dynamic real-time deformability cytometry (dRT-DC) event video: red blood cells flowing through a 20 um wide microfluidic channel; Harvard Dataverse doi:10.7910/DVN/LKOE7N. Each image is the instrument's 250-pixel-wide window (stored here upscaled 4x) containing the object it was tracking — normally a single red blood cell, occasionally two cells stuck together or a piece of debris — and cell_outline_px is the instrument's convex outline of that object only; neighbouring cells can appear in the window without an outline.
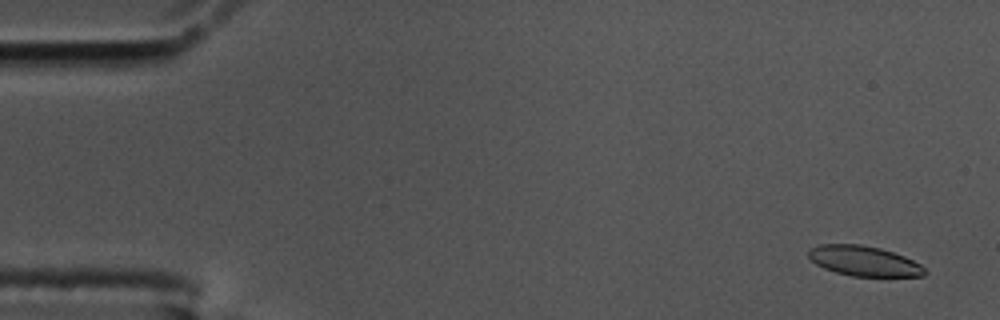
{"species": "common noctule bat (a hibernating species)", "species_latin": "Nyctalus noctula", "temperature_condition": "cold", "stored_images_in_passage": 10, "camera_frame_rate_fps": 3000, "um_per_image_px": 0.085, "animal": {"sex": "male", "body_mass_g": 17.5, "forearm_length_mm": 52.3}, "frame": {"image": 1, "passage_image": 3, "time_ms": 0.667, "image_size_px": [1000, 320], "cell_outline_px": [[928, 272], [924, 276], [852, 276], [836, 272], [824, 268], [816, 264], [808, 256], [808, 248], [820, 244], [860, 244], [880, 248], [904, 256], [920, 264]], "centroid_in_image_um": [73.42, 22.18], "position_along_channel_um": 11.6, "area_um2": 20.35}}